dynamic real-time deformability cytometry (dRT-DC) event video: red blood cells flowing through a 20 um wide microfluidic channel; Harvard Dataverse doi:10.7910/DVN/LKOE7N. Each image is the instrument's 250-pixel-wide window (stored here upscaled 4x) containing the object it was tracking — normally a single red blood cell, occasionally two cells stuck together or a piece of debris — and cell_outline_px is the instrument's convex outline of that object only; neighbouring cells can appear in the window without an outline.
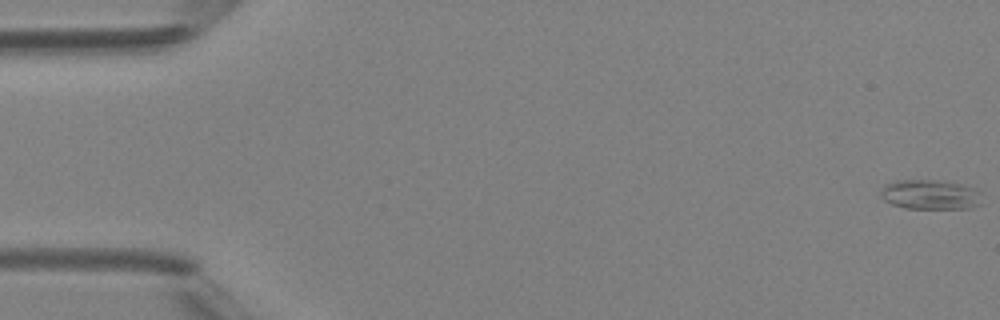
{"species": "Egyptian fruit bat (a non-hibernating species)", "species_latin": "Rousettus aegyptiacus", "temperature_condition": "room temperature", "stored_images_in_passage": 5, "camera_frame_rate_fps": 3000, "um_per_image_px": 0.085, "animal": {"sex": "female"}, "frame": {"image": 1, "passage_image": 1, "time_ms": 0.0, "image_size_px": [1000, 320], "cell_outline_px": [[980, 204], [972, 208], [904, 208], [892, 204], [884, 200], [880, 196], [880, 192], [884, 184], [896, 180], [944, 180], [960, 184], [972, 188], [980, 192]], "centroid_in_image_um": [79.03, 16.53], "position_along_channel_um": 6.0, "area_um2": 17.57}}
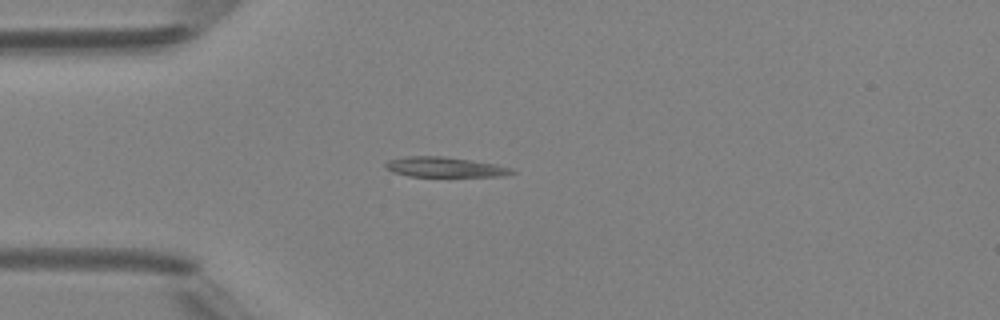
{"frame": {"image": 2, "passage_image": 4, "time_ms": 4.333, "image_size_px": [1000, 320], "cell_outline_px": [[516, 172], [504, 176], [408, 176], [392, 172], [384, 168], [384, 164], [388, 160], [404, 156], [444, 156], [496, 164], [512, 168]], "centroid_in_image_um": [37.77, 14.2], "position_along_channel_um": 47.2, "area_um2": 14.85}}